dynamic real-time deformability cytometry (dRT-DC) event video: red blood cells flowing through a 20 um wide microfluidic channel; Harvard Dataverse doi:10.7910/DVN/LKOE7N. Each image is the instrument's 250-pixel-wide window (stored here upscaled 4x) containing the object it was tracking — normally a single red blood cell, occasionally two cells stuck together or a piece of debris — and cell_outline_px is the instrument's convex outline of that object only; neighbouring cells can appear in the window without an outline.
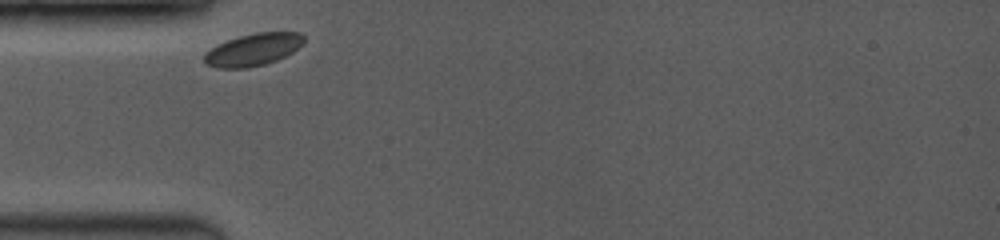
{"species": "common noctule bat (a hibernating species)", "species_latin": "Nyctalus noctula", "temperature_condition": "room temperature", "stored_images_in_passage": 56, "camera_frame_rate_fps": 3500, "um_per_image_px": 0.085, "animal": {"sex": "female", "body_mass_g": 19.0, "forearm_length_mm": 53.3}, "frame": {"image": 1, "passage_image": 1, "time_ms": 0.0, "image_size_px": [1000, 240], "cell_outline_px": [[304, 44], [292, 52], [276, 60], [264, 64], [248, 68], [216, 68], [204, 64], [204, 52], [228, 40], [240, 36], [256, 32], [300, 32], [304, 36]], "centroid_in_image_um": [21.52, 4.22], "position_along_channel_um": 63.5, "area_um2": 18.73}}
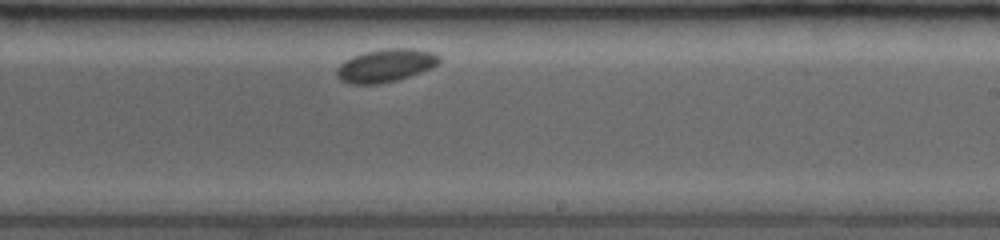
{"frame": {"image": 2, "passage_image": 31, "time_ms": 5.429, "image_size_px": [1000, 240], "cell_outline_px": [[440, 64], [432, 68], [396, 80], [380, 84], [352, 84], [340, 80], [336, 76], [336, 68], [344, 60], [352, 56], [364, 52], [384, 48], [416, 48], [436, 52], [440, 56]], "centroid_in_image_um": [32.8, 5.55], "position_along_channel_um": 256.2, "area_um2": 20.06}}
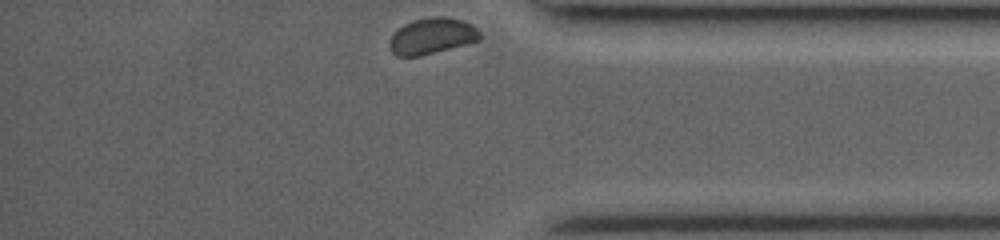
{"frame": {"image": 3, "passage_image": 56, "time_ms": 9.429, "image_size_px": [1000, 240], "cell_outline_px": [[480, 40], [420, 56], [396, 56], [392, 52], [388, 44], [392, 36], [404, 24], [412, 20], [436, 16], [444, 16], [460, 20], [472, 24], [480, 32]], "centroid_in_image_um": [36.71, 3.06], "position_along_channel_um": 398.5, "area_um2": 18.79}, "authors_computed_cell_mechanics": {"area_um2": 19.2474, "velocity_mm_per_s": 3.5946, "shape_relaxation_time_tau1_ms": null, "shape_relaxation_time_tau2_ms": 2.7671, "deformation_change_tau1": null, "deformation_change_tau2": 0.0227}}